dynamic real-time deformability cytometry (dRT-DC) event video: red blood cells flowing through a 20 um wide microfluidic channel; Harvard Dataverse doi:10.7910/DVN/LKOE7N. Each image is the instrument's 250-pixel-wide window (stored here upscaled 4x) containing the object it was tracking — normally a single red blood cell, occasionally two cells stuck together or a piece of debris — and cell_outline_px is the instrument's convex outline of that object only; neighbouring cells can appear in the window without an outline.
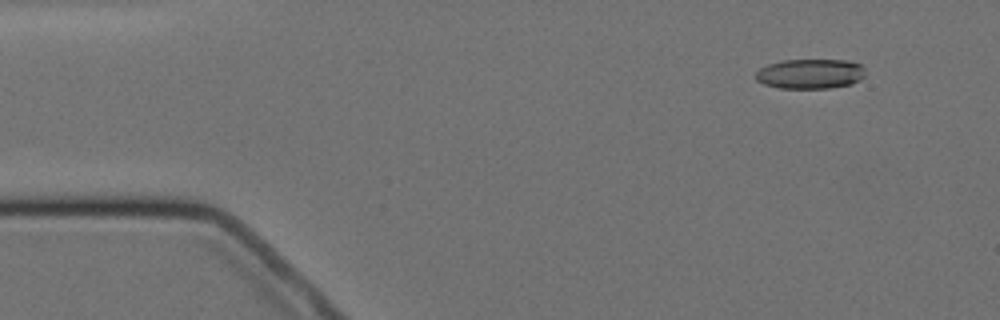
{"species": "Egyptian fruit bat (a non-hibernating species)", "species_latin": "Rousettus aegyptiacus", "temperature_condition": "cold", "stored_images_in_passage": 5, "camera_frame_rate_fps": 3000, "um_per_image_px": 0.085, "animal": {"sex": "female"}, "frame": {"image": 1, "passage_image": 2, "time_ms": 1.0, "image_size_px": [1000, 320], "cell_outline_px": [[864, 76], [860, 80], [852, 84], [828, 88], [780, 88], [764, 84], [756, 80], [756, 72], [760, 68], [768, 64], [784, 60], [844, 60], [860, 64], [864, 68]], "centroid_in_image_um": [68.87, 6.28], "position_along_channel_um": 16.1, "area_um2": 19.02}}
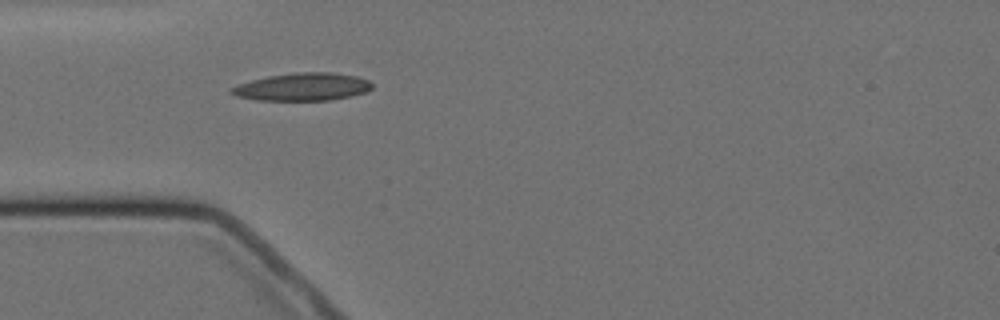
{"frame": {"image": 2, "passage_image": 5, "time_ms": 4.667, "image_size_px": [1000, 320], "cell_outline_px": [[372, 88], [364, 92], [352, 96], [332, 100], [256, 100], [236, 96], [228, 92], [232, 88], [240, 84], [252, 80], [268, 76], [296, 72], [328, 72], [356, 76], [368, 80], [372, 84]], "centroid_in_image_um": [25.72, 7.39], "position_along_channel_um": 59.3, "area_um2": 22.6}}